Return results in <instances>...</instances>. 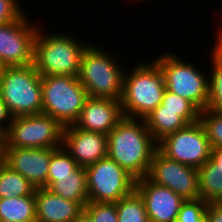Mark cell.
<instances>
[{"label":"cell","instance_id":"6da1fadb","mask_svg":"<svg viewBox=\"0 0 222 222\" xmlns=\"http://www.w3.org/2000/svg\"><path fill=\"white\" fill-rule=\"evenodd\" d=\"M107 136V156L136 180L146 177L158 143L145 120L123 117Z\"/></svg>","mask_w":222,"mask_h":222},{"label":"cell","instance_id":"7a4b0ae2","mask_svg":"<svg viewBox=\"0 0 222 222\" xmlns=\"http://www.w3.org/2000/svg\"><path fill=\"white\" fill-rule=\"evenodd\" d=\"M131 69L124 74L122 114L144 120L162 102L166 90L164 74L153 59L135 63Z\"/></svg>","mask_w":222,"mask_h":222},{"label":"cell","instance_id":"3957f363","mask_svg":"<svg viewBox=\"0 0 222 222\" xmlns=\"http://www.w3.org/2000/svg\"><path fill=\"white\" fill-rule=\"evenodd\" d=\"M69 35L57 31L46 33L39 24L33 64L41 76H78L82 54L90 42L83 43L74 35Z\"/></svg>","mask_w":222,"mask_h":222},{"label":"cell","instance_id":"277c9868","mask_svg":"<svg viewBox=\"0 0 222 222\" xmlns=\"http://www.w3.org/2000/svg\"><path fill=\"white\" fill-rule=\"evenodd\" d=\"M106 47L89 44L84 50L78 79L88 97L120 100L123 94L126 67Z\"/></svg>","mask_w":222,"mask_h":222},{"label":"cell","instance_id":"5b68a950","mask_svg":"<svg viewBox=\"0 0 222 222\" xmlns=\"http://www.w3.org/2000/svg\"><path fill=\"white\" fill-rule=\"evenodd\" d=\"M41 79L34 64L5 66L0 74V98L13 118L42 113Z\"/></svg>","mask_w":222,"mask_h":222},{"label":"cell","instance_id":"8992f818","mask_svg":"<svg viewBox=\"0 0 222 222\" xmlns=\"http://www.w3.org/2000/svg\"><path fill=\"white\" fill-rule=\"evenodd\" d=\"M154 61L164 74L166 90L189 100L200 112L209 101V75L191 61L184 60L174 52L160 53ZM206 72V73H205Z\"/></svg>","mask_w":222,"mask_h":222},{"label":"cell","instance_id":"52a82bcc","mask_svg":"<svg viewBox=\"0 0 222 222\" xmlns=\"http://www.w3.org/2000/svg\"><path fill=\"white\" fill-rule=\"evenodd\" d=\"M42 113L59 121L64 127L79 118L88 94L78 76H42Z\"/></svg>","mask_w":222,"mask_h":222},{"label":"cell","instance_id":"ba28073f","mask_svg":"<svg viewBox=\"0 0 222 222\" xmlns=\"http://www.w3.org/2000/svg\"><path fill=\"white\" fill-rule=\"evenodd\" d=\"M64 126L45 113L15 117L4 136V147H62Z\"/></svg>","mask_w":222,"mask_h":222},{"label":"cell","instance_id":"9c48e42d","mask_svg":"<svg viewBox=\"0 0 222 222\" xmlns=\"http://www.w3.org/2000/svg\"><path fill=\"white\" fill-rule=\"evenodd\" d=\"M88 202H118L135 190L136 179L106 156L85 167Z\"/></svg>","mask_w":222,"mask_h":222},{"label":"cell","instance_id":"30bf717a","mask_svg":"<svg viewBox=\"0 0 222 222\" xmlns=\"http://www.w3.org/2000/svg\"><path fill=\"white\" fill-rule=\"evenodd\" d=\"M211 149L205 129L199 120L158 142V150L167 158L197 169L210 159Z\"/></svg>","mask_w":222,"mask_h":222},{"label":"cell","instance_id":"8fae6325","mask_svg":"<svg viewBox=\"0 0 222 222\" xmlns=\"http://www.w3.org/2000/svg\"><path fill=\"white\" fill-rule=\"evenodd\" d=\"M28 14L0 26V59L5 66H25L34 62V42L39 29Z\"/></svg>","mask_w":222,"mask_h":222},{"label":"cell","instance_id":"7c38bea8","mask_svg":"<svg viewBox=\"0 0 222 222\" xmlns=\"http://www.w3.org/2000/svg\"><path fill=\"white\" fill-rule=\"evenodd\" d=\"M147 177L185 200L199 199L198 169L169 159L158 149L153 154Z\"/></svg>","mask_w":222,"mask_h":222},{"label":"cell","instance_id":"4fadbf2b","mask_svg":"<svg viewBox=\"0 0 222 222\" xmlns=\"http://www.w3.org/2000/svg\"><path fill=\"white\" fill-rule=\"evenodd\" d=\"M135 190L142 197L149 222H176L185 199L147 176L137 179Z\"/></svg>","mask_w":222,"mask_h":222},{"label":"cell","instance_id":"5bb4252c","mask_svg":"<svg viewBox=\"0 0 222 222\" xmlns=\"http://www.w3.org/2000/svg\"><path fill=\"white\" fill-rule=\"evenodd\" d=\"M51 148L4 147V163L37 188H46Z\"/></svg>","mask_w":222,"mask_h":222},{"label":"cell","instance_id":"9a60e30c","mask_svg":"<svg viewBox=\"0 0 222 222\" xmlns=\"http://www.w3.org/2000/svg\"><path fill=\"white\" fill-rule=\"evenodd\" d=\"M62 147L78 166L87 167L107 156L108 136L68 125L64 127Z\"/></svg>","mask_w":222,"mask_h":222},{"label":"cell","instance_id":"2e32d148","mask_svg":"<svg viewBox=\"0 0 222 222\" xmlns=\"http://www.w3.org/2000/svg\"><path fill=\"white\" fill-rule=\"evenodd\" d=\"M123 117L120 100L88 97L74 125L108 135Z\"/></svg>","mask_w":222,"mask_h":222},{"label":"cell","instance_id":"e0dca14e","mask_svg":"<svg viewBox=\"0 0 222 222\" xmlns=\"http://www.w3.org/2000/svg\"><path fill=\"white\" fill-rule=\"evenodd\" d=\"M35 205L38 222H74L84 211L78 202L66 200L47 188L35 189Z\"/></svg>","mask_w":222,"mask_h":222},{"label":"cell","instance_id":"ac0fdd59","mask_svg":"<svg viewBox=\"0 0 222 222\" xmlns=\"http://www.w3.org/2000/svg\"><path fill=\"white\" fill-rule=\"evenodd\" d=\"M199 110L164 109L160 104L144 120L153 139L158 143L167 135L199 120Z\"/></svg>","mask_w":222,"mask_h":222},{"label":"cell","instance_id":"d6986e66","mask_svg":"<svg viewBox=\"0 0 222 222\" xmlns=\"http://www.w3.org/2000/svg\"><path fill=\"white\" fill-rule=\"evenodd\" d=\"M199 198L222 202V147L211 149L210 159L198 168Z\"/></svg>","mask_w":222,"mask_h":222},{"label":"cell","instance_id":"ffe728a7","mask_svg":"<svg viewBox=\"0 0 222 222\" xmlns=\"http://www.w3.org/2000/svg\"><path fill=\"white\" fill-rule=\"evenodd\" d=\"M46 188L66 200L78 202L83 208L88 203L85 167L78 166L69 176L57 177V182H47Z\"/></svg>","mask_w":222,"mask_h":222},{"label":"cell","instance_id":"44dd1931","mask_svg":"<svg viewBox=\"0 0 222 222\" xmlns=\"http://www.w3.org/2000/svg\"><path fill=\"white\" fill-rule=\"evenodd\" d=\"M35 220V192L32 195L0 199V221L31 222Z\"/></svg>","mask_w":222,"mask_h":222},{"label":"cell","instance_id":"7402d4cb","mask_svg":"<svg viewBox=\"0 0 222 222\" xmlns=\"http://www.w3.org/2000/svg\"><path fill=\"white\" fill-rule=\"evenodd\" d=\"M35 187L4 162L0 165V199L32 195Z\"/></svg>","mask_w":222,"mask_h":222},{"label":"cell","instance_id":"603a6c76","mask_svg":"<svg viewBox=\"0 0 222 222\" xmlns=\"http://www.w3.org/2000/svg\"><path fill=\"white\" fill-rule=\"evenodd\" d=\"M209 74V101L208 109L222 113V53L211 49Z\"/></svg>","mask_w":222,"mask_h":222},{"label":"cell","instance_id":"cb8c5ba5","mask_svg":"<svg viewBox=\"0 0 222 222\" xmlns=\"http://www.w3.org/2000/svg\"><path fill=\"white\" fill-rule=\"evenodd\" d=\"M118 222H149L144 201L134 190L116 202Z\"/></svg>","mask_w":222,"mask_h":222},{"label":"cell","instance_id":"d4e9b609","mask_svg":"<svg viewBox=\"0 0 222 222\" xmlns=\"http://www.w3.org/2000/svg\"><path fill=\"white\" fill-rule=\"evenodd\" d=\"M77 167V162L63 147L51 149L48 182H57V177L69 176Z\"/></svg>","mask_w":222,"mask_h":222},{"label":"cell","instance_id":"484cf974","mask_svg":"<svg viewBox=\"0 0 222 222\" xmlns=\"http://www.w3.org/2000/svg\"><path fill=\"white\" fill-rule=\"evenodd\" d=\"M199 121L205 129L211 148L222 147V113L206 108L200 112Z\"/></svg>","mask_w":222,"mask_h":222},{"label":"cell","instance_id":"4316f807","mask_svg":"<svg viewBox=\"0 0 222 222\" xmlns=\"http://www.w3.org/2000/svg\"><path fill=\"white\" fill-rule=\"evenodd\" d=\"M207 204L200 198L185 200L179 210L176 222H206Z\"/></svg>","mask_w":222,"mask_h":222},{"label":"cell","instance_id":"83f0119b","mask_svg":"<svg viewBox=\"0 0 222 222\" xmlns=\"http://www.w3.org/2000/svg\"><path fill=\"white\" fill-rule=\"evenodd\" d=\"M84 211L93 222H118L116 203L114 202H88Z\"/></svg>","mask_w":222,"mask_h":222},{"label":"cell","instance_id":"f1b7e54d","mask_svg":"<svg viewBox=\"0 0 222 222\" xmlns=\"http://www.w3.org/2000/svg\"><path fill=\"white\" fill-rule=\"evenodd\" d=\"M19 0H0V26L20 19L25 13ZM20 3V4H19Z\"/></svg>","mask_w":222,"mask_h":222},{"label":"cell","instance_id":"f546056e","mask_svg":"<svg viewBox=\"0 0 222 222\" xmlns=\"http://www.w3.org/2000/svg\"><path fill=\"white\" fill-rule=\"evenodd\" d=\"M161 104L164 105V109L198 110L189 100L168 90H165Z\"/></svg>","mask_w":222,"mask_h":222},{"label":"cell","instance_id":"4dcf8cb0","mask_svg":"<svg viewBox=\"0 0 222 222\" xmlns=\"http://www.w3.org/2000/svg\"><path fill=\"white\" fill-rule=\"evenodd\" d=\"M13 116L9 112L7 105L0 98V134L5 136L12 122Z\"/></svg>","mask_w":222,"mask_h":222},{"label":"cell","instance_id":"1f68e13d","mask_svg":"<svg viewBox=\"0 0 222 222\" xmlns=\"http://www.w3.org/2000/svg\"><path fill=\"white\" fill-rule=\"evenodd\" d=\"M206 222H222V202H212L207 204Z\"/></svg>","mask_w":222,"mask_h":222},{"label":"cell","instance_id":"d6a6232c","mask_svg":"<svg viewBox=\"0 0 222 222\" xmlns=\"http://www.w3.org/2000/svg\"><path fill=\"white\" fill-rule=\"evenodd\" d=\"M218 26L219 27H215L216 28L215 30H217V31L215 32L216 38L214 41L215 45H213L214 46L213 49L222 53V22L220 24H218Z\"/></svg>","mask_w":222,"mask_h":222},{"label":"cell","instance_id":"836d02e7","mask_svg":"<svg viewBox=\"0 0 222 222\" xmlns=\"http://www.w3.org/2000/svg\"><path fill=\"white\" fill-rule=\"evenodd\" d=\"M74 222H93V220L85 211H83Z\"/></svg>","mask_w":222,"mask_h":222},{"label":"cell","instance_id":"e575fe53","mask_svg":"<svg viewBox=\"0 0 222 222\" xmlns=\"http://www.w3.org/2000/svg\"><path fill=\"white\" fill-rule=\"evenodd\" d=\"M4 136L0 134V165L4 162Z\"/></svg>","mask_w":222,"mask_h":222},{"label":"cell","instance_id":"d590c367","mask_svg":"<svg viewBox=\"0 0 222 222\" xmlns=\"http://www.w3.org/2000/svg\"><path fill=\"white\" fill-rule=\"evenodd\" d=\"M4 69H5V65L2 63L0 59V74L4 71Z\"/></svg>","mask_w":222,"mask_h":222},{"label":"cell","instance_id":"8d00e7d4","mask_svg":"<svg viewBox=\"0 0 222 222\" xmlns=\"http://www.w3.org/2000/svg\"><path fill=\"white\" fill-rule=\"evenodd\" d=\"M131 1V3L133 2H142V0H128V2ZM144 1V0H143ZM146 1V0H145Z\"/></svg>","mask_w":222,"mask_h":222},{"label":"cell","instance_id":"74e56055","mask_svg":"<svg viewBox=\"0 0 222 222\" xmlns=\"http://www.w3.org/2000/svg\"><path fill=\"white\" fill-rule=\"evenodd\" d=\"M0 222H8V221H0ZM31 222H38L37 220H35V221H31Z\"/></svg>","mask_w":222,"mask_h":222}]
</instances>
